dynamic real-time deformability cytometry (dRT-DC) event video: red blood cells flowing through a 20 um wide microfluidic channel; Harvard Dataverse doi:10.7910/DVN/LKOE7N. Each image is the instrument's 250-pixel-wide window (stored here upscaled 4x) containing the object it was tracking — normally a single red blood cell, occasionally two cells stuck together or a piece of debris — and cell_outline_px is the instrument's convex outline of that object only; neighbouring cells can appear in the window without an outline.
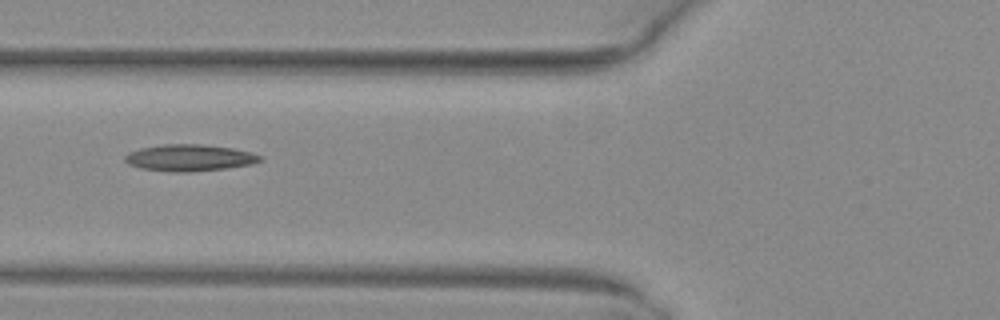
{"species": "common noctule bat (a hibernating species)", "species_latin": "Nyctalus noctula", "temperature_condition": "warm", "stored_images_in_passage": 4, "camera_frame_rate_fps": 3000, "um_per_image_px": 0.085, "animal": {"sex": "female", "body_mass_g": 29.2, "forearm_length_mm": 56.3}, "frame": {"image": 1, "passage_image": 4, "time_ms": 1.0, "image_size_px": [1000, 320], "cell_outline_px": [[264, 160], [252, 164], [224, 168], [192, 172], [172, 172], [140, 168], [128, 164], [124, 160], [124, 156], [128, 152], [140, 148], [164, 144], [204, 144], [232, 148], [252, 152], [264, 156]], "centroid_in_image_um": [16.12, 13.41], "position_along_channel_um": 109.7, "area_um2": 21.21}}